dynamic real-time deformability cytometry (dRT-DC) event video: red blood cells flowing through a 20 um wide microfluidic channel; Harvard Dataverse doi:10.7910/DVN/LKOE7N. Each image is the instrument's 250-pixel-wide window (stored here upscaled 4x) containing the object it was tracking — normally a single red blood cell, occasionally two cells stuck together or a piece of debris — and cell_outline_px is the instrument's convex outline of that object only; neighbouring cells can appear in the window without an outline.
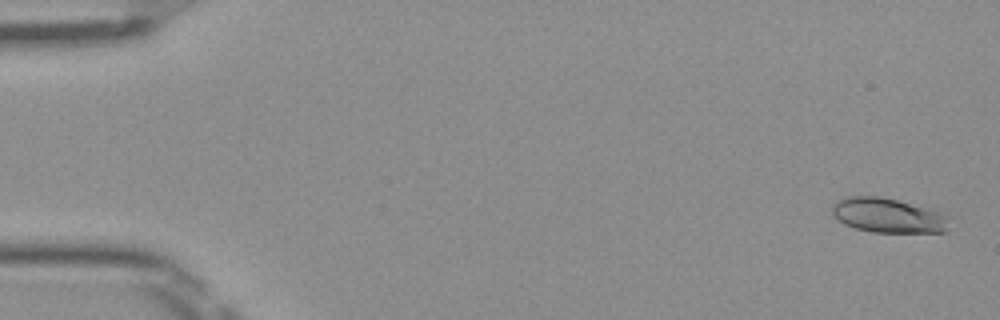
{"species": "Egyptian fruit bat (a non-hibernating species)", "species_latin": "Rousettus aegyptiacus", "temperature_condition": "room temperature", "stored_images_in_passage": 51, "camera_frame_rate_fps": 3000, "um_per_image_px": 0.085, "frame": {"image": 1, "passage_image": 2, "time_ms": 0.333, "image_size_px": [1000, 320], "cell_outline_px": [[948, 232], [872, 232], [856, 228], [844, 224], [836, 220], [832, 216], [832, 204], [836, 200], [848, 196], [880, 196], [932, 208], [948, 216]], "centroid_in_image_um": [75.47, 18.3], "position_along_channel_um": 9.5, "area_um2": 23.99}}
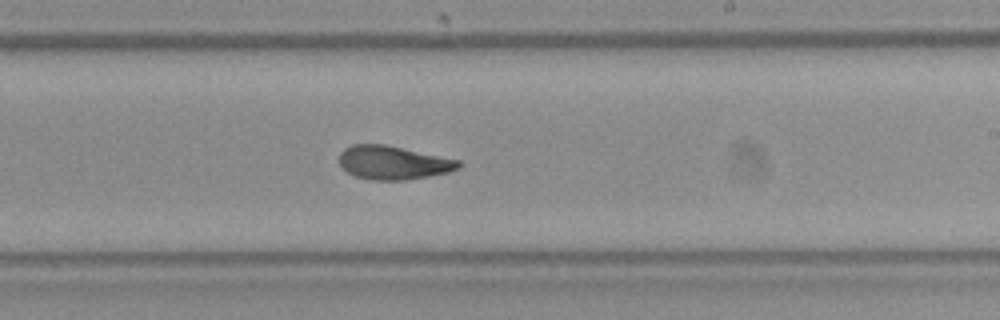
{"frame": {"image": 2, "passage_image": 31, "time_ms": 10.0, "image_size_px": [1000, 320], "cell_outline_px": [[460, 168], [448, 172], [428, 176], [404, 180], [372, 180], [356, 176], [348, 172], [340, 164], [340, 152], [344, 148], [352, 144], [384, 144], [460, 160]], "centroid_in_image_um": [33.42, 13.82], "position_along_channel_um": 255.6, "area_um2": 23.18}}
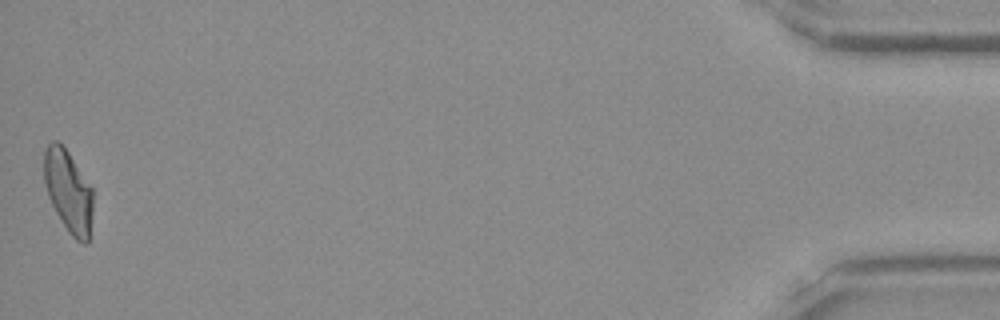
{"frame": {"image": 3, "passage_image": 51, "time_ms": 16.667, "image_size_px": [1000, 320], "cell_outline_px": [[92, 216], [88, 240], [84, 244], [76, 240], [68, 232], [56, 212], [48, 196], [44, 180], [44, 152], [48, 144], [52, 140], [56, 140], [68, 152], [92, 188]], "centroid_in_image_um": [5.8, 16.26], "position_along_channel_um": 429.4, "area_um2": 23.12}, "authors_computed_cell_mechanics": {"area_um2": 23.6402, "velocity_mm_per_s": 4.008, "shape_relaxation_time_tau1_ms": 9.6176, "shape_relaxation_time_tau2_ms": 2.3868, "deformation_change_tau1": 0.2572, "deformation_change_tau2": 0.0871}}